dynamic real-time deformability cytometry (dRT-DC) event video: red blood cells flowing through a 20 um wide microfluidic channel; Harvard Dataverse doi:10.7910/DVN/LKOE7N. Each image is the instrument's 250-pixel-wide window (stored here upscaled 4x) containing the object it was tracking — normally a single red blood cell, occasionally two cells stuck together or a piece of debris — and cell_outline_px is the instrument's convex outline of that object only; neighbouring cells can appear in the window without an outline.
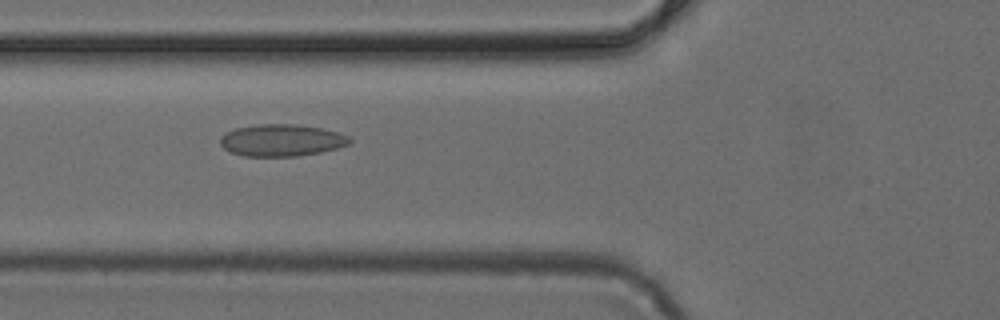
{"species": "common noctule bat (a hibernating species)", "species_latin": "Nyctalus noctula", "temperature_condition": "cold", "stored_images_in_passage": 48, "camera_frame_rate_fps": 3000, "um_per_image_px": 0.085, "animal": {"sex": "female", "body_mass_g": 24.6, "forearm_length_mm": 56.2}, "frame": {"image": 1, "passage_image": 18, "time_ms": 5.667, "image_size_px": [1000, 320], "cell_outline_px": [[352, 140], [348, 144], [336, 148], [320, 152], [296, 156], [244, 156], [232, 152], [224, 148], [220, 144], [220, 136], [236, 128], [260, 124], [296, 124], [320, 128], [340, 132], [348, 136]], "centroid_in_image_um": [23.94, 11.92], "position_along_channel_um": 101.9, "area_um2": 23.93}}
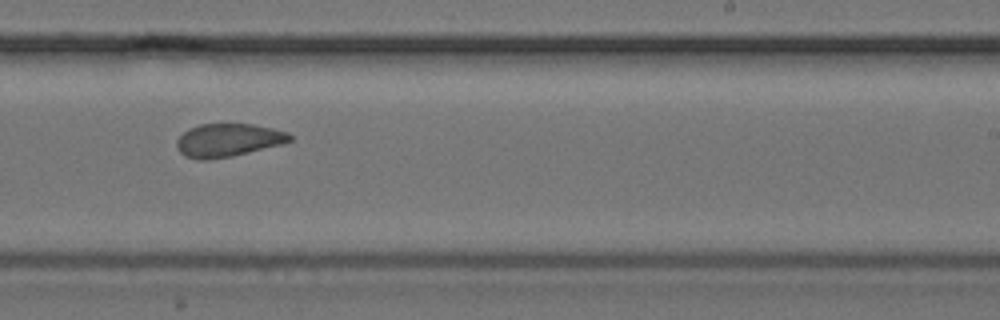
{"frame": {"image": 2, "passage_image": 30, "time_ms": 9.667, "image_size_px": [1000, 320], "cell_outline_px": [[292, 140], [280, 144], [232, 156], [204, 160], [200, 160], [184, 156], [180, 152], [176, 144], [176, 140], [188, 128], [200, 124], [252, 124], [272, 128], [288, 132], [292, 136]], "centroid_in_image_um": [19.36, 11.91], "position_along_channel_um": 269.6, "area_um2": 21.68}}
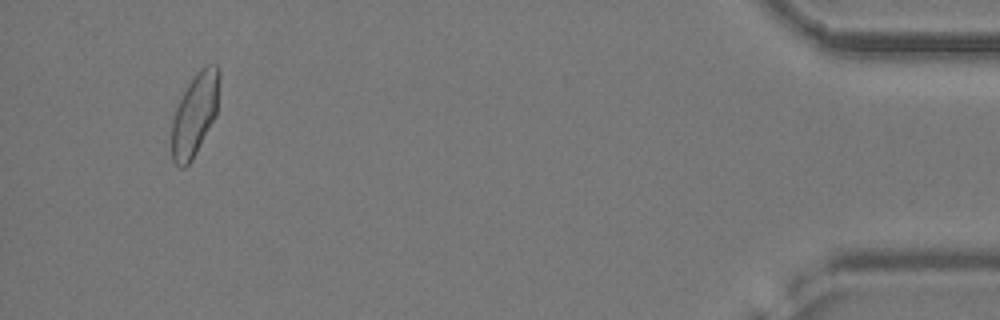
{"frame": {"image": 3, "passage_image": 46, "time_ms": 15.0, "image_size_px": [1000, 320], "cell_outline_px": [[220, 76], [216, 116], [192, 160], [184, 168], [180, 168], [172, 160], [172, 120], [176, 108], [188, 84], [196, 72], [200, 68], [208, 64], [216, 64], [220, 68]], "centroid_in_image_um": [16.58, 9.7], "position_along_channel_um": 418.6, "area_um2": 22.95}}